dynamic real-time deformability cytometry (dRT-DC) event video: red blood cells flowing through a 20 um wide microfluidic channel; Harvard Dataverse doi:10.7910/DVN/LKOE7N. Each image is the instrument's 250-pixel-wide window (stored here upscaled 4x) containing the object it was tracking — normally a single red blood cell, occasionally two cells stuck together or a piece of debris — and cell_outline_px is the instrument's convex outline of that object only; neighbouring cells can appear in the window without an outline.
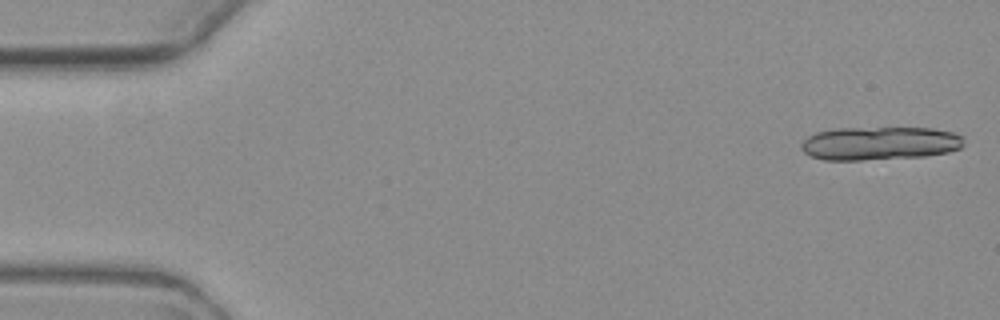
{"species": "common noctule bat (a hibernating species)", "species_latin": "Nyctalus noctula", "temperature_condition": "warm", "stored_images_in_passage": 6, "camera_frame_rate_fps": 3000, "um_per_image_px": 0.085, "animal": {"sex": "female", "body_mass_g": 19.3, "forearm_length_mm": 54.1}, "frame": {"image": 1, "passage_image": 1, "time_ms": 0.0, "image_size_px": [1000, 320], "cell_outline_px": [[964, 144], [960, 148], [948, 152], [924, 156], [860, 160], [824, 160], [812, 156], [804, 152], [800, 148], [800, 144], [808, 136], [816, 132], [840, 128], [932, 128], [952, 132], [964, 136]], "centroid_in_image_um": [74.78, 12.18], "position_along_channel_um": 10.2, "area_um2": 31.67}}
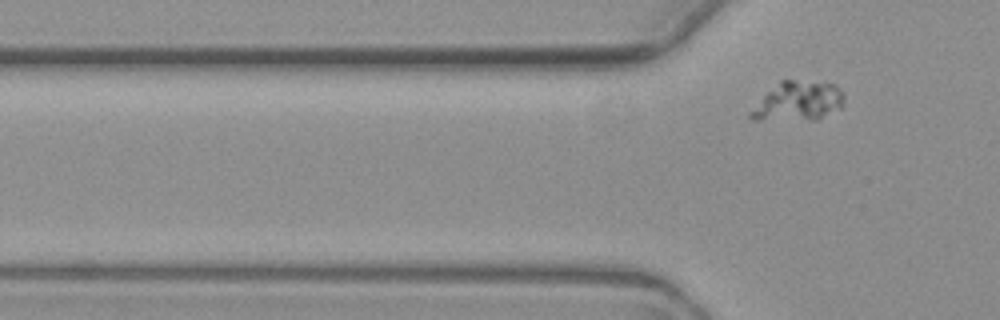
{"frame": {"image": 2, "passage_image": 6, "time_ms": 7.667, "image_size_px": [1000, 320], "cell_outline_px": [[844, 104], [840, 108], [816, 120], [752, 120], [748, 116], [748, 112], [780, 80], [796, 80], [836, 84], [840, 88], [844, 96]], "centroid_in_image_um": [67.84, 8.62], "position_along_channel_um": 58.0, "area_um2": 21.44}}